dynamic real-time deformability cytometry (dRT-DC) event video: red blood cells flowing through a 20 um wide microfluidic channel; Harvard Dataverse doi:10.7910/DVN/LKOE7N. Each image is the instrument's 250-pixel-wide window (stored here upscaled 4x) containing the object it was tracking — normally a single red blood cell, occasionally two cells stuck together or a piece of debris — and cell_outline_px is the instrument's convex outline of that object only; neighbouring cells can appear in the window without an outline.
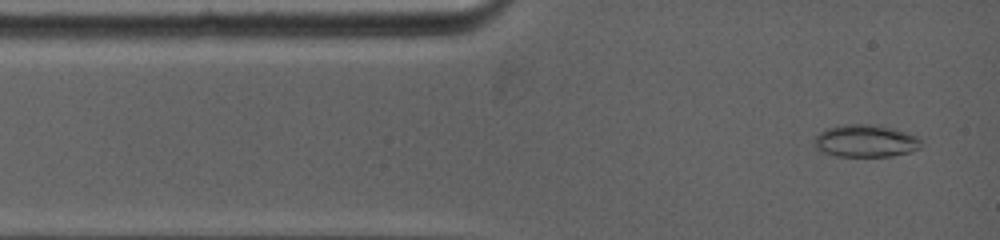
{"species": "common noctule bat (a hibernating species)", "species_latin": "Nyctalus noctula", "temperature_condition": "warm", "stored_images_in_passage": 33, "camera_frame_rate_fps": 5000, "um_per_image_px": 0.085, "animal": {"sex": "female", "body_mass_g": 19.0, "forearm_length_mm": 53.3}, "frame": {"image": 1, "passage_image": 1, "time_ms": 0.0, "image_size_px": [1000, 240], "cell_outline_px": [[920, 148], [908, 152], [892, 156], [836, 156], [816, 152], [812, 140], [820, 132], [828, 128], [844, 124], [868, 124], [892, 128], [916, 136], [920, 140]], "centroid_in_image_um": [73.48, 11.99], "position_along_channel_um": 11.5, "area_um2": 20.23}}
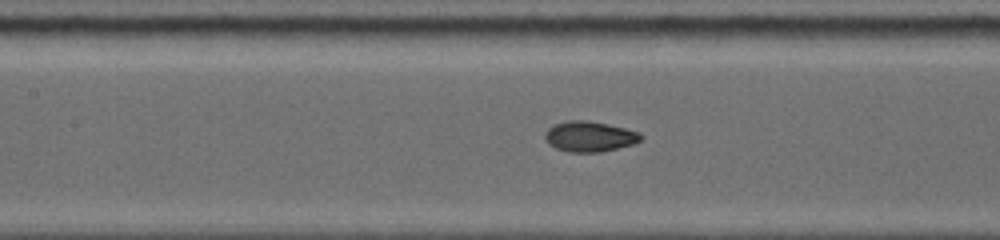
{"frame": {"image": 2, "passage_image": 12, "time_ms": 4.6, "image_size_px": [1000, 240], "cell_outline_px": [[644, 136], [640, 140], [632, 144], [600, 152], [568, 152], [556, 148], [548, 144], [544, 140], [544, 132], [548, 128], [556, 124], [568, 120], [588, 120], [608, 124], [640, 132]], "centroid_in_image_um": [50.08, 11.6], "position_along_channel_um": 157.3, "area_um2": 17.05}}
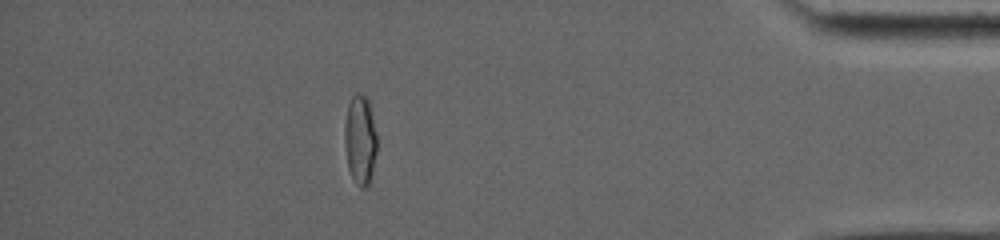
{"frame": {"image": 3, "passage_image": 25, "time_ms": 12.2, "image_size_px": [1000, 240], "cell_outline_px": [[376, 152], [372, 172], [368, 184], [364, 188], [360, 188], [352, 176], [348, 168], [344, 144], [344, 124], [348, 104], [352, 96], [356, 92], [364, 96], [368, 100], [372, 112], [376, 136]], "centroid_in_image_um": [30.59, 11.85], "position_along_channel_um": 404.6, "area_um2": 16.82}}